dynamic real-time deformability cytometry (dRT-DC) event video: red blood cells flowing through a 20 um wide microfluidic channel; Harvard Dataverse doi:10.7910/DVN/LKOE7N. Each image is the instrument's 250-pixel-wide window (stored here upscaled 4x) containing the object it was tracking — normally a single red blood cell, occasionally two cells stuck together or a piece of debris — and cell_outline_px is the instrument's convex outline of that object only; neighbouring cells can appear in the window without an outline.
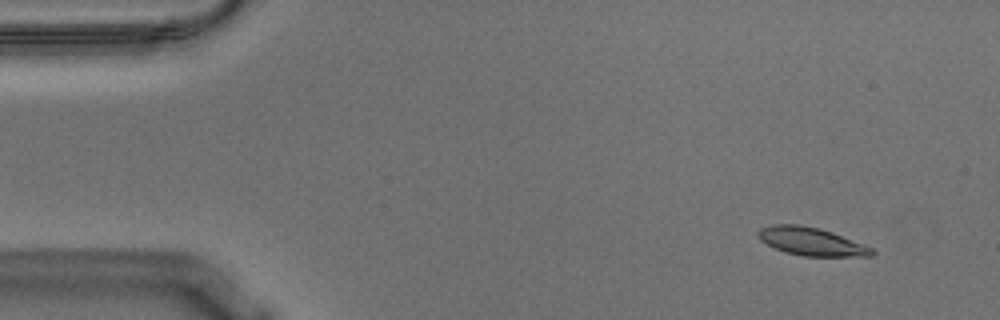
{"species": "Egyptian fruit bat (a non-hibernating species)", "species_latin": "Rousettus aegyptiacus", "temperature_condition": "warm", "stored_images_in_passage": 53, "camera_frame_rate_fps": 3000, "um_per_image_px": 0.085, "animal": {"sex": "male"}, "frame": {"image": 1, "passage_image": 2, "time_ms": 0.333, "image_size_px": [1000, 320], "cell_outline_px": [[876, 252], [872, 256], [804, 256], [784, 252], [760, 240], [756, 236], [756, 232], [760, 228], [772, 224], [800, 224], [820, 228], [832, 232], [876, 248]], "centroid_in_image_um": [68.99, 20.52], "position_along_channel_um": 16.0, "area_um2": 18.9}}
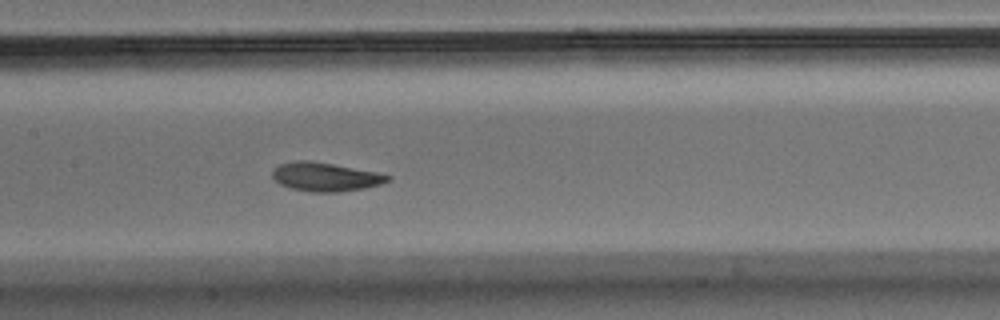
{"frame": {"image": 2, "passage_image": 24, "time_ms": 7.667, "image_size_px": [1000, 320], "cell_outline_px": [[392, 176], [388, 180], [380, 184], [364, 188], [336, 192], [308, 192], [292, 188], [280, 184], [272, 176], [272, 168], [280, 164], [296, 160], [312, 160], [376, 172]], "centroid_in_image_um": [27.61, 15.02], "position_along_channel_um": 179.8, "area_um2": 19.25}}
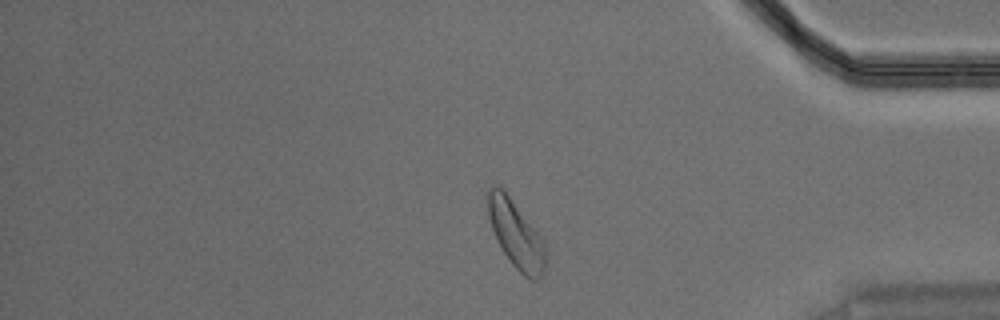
{"frame": {"image": 3, "passage_image": 44, "time_ms": 14.333, "image_size_px": [1000, 320], "cell_outline_px": [[544, 268], [540, 276], [536, 280], [532, 280], [524, 276], [512, 264], [496, 240], [488, 216], [488, 192], [496, 184], [500, 184], [544, 240]], "centroid_in_image_um": [43.83, 19.89], "position_along_channel_um": 391.4, "area_um2": 22.2}, "authors_computed_cell_mechanics": {"area_um2": 19.3052, "velocity_mm_per_s": 3.5619, "shape_relaxation_time_tau1_ms": 3.1841, "shape_relaxation_time_tau2_ms": 4.4565, "deformation_change_tau1": 0.1393, "deformation_change_tau2": 0.1132}}